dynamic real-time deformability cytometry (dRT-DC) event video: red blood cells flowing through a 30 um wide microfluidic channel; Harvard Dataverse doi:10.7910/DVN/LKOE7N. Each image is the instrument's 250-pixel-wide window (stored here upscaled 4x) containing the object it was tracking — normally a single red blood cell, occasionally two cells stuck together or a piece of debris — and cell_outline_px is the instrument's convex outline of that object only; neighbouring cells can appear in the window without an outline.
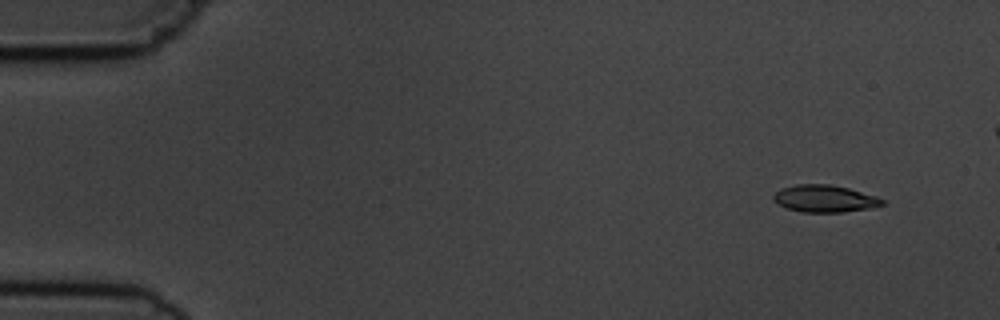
{"species": "common noctule bat (a hibernating species)", "species_latin": "Nyctalus noctula", "temperature_condition": "cold", "stored_images_in_passage": 6, "camera_frame_rate_fps": 3000, "um_per_image_px": 0.085, "animal": {"sex": "male", "body_mass_g": 19.5, "forearm_length_mm": 54.6}, "frame": {"image": 1, "passage_image": 2, "time_ms": 1.333, "image_size_px": [1000, 320], "cell_outline_px": [[884, 204], [872, 208], [840, 212], [800, 212], [784, 208], [772, 200], [772, 196], [780, 188], [796, 184], [828, 184], [848, 188], [876, 196], [884, 200]], "centroid_in_image_um": [70.05, 16.88], "position_along_channel_um": 15.0, "area_um2": 17.34}}